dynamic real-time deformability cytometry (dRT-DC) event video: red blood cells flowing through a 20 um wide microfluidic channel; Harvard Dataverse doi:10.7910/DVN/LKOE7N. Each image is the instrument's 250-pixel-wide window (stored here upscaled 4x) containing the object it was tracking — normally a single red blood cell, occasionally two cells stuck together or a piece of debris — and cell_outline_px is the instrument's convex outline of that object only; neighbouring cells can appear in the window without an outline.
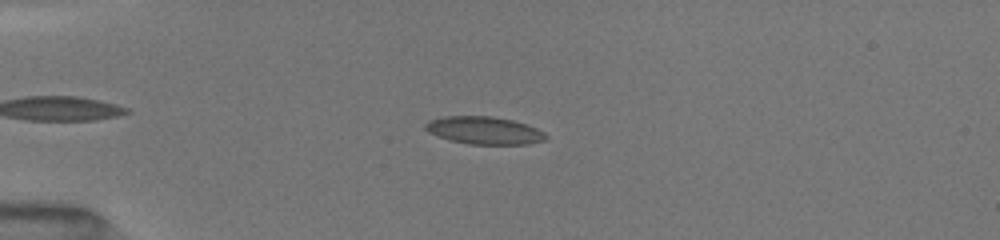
{"species": "common noctule bat (a hibernating species)", "species_latin": "Nyctalus noctula", "temperature_condition": "room temperature", "stored_images_in_passage": 35, "camera_frame_rate_fps": 3000, "um_per_image_px": 0.085, "animal": {"sex": "female", "body_mass_g": 19.5, "forearm_length_mm": 54.1}, "frame": {"image": 1, "passage_image": 11, "time_ms": 4.0, "image_size_px": [1000, 240], "cell_outline_px": [[548, 136], [544, 140], [528, 144], [468, 144], [436, 136], [428, 132], [424, 128], [424, 124], [428, 120], [444, 116], [492, 116], [512, 120], [536, 128], [544, 132]], "centroid_in_image_um": [41.12, 11.08], "position_along_channel_um": 43.9, "area_um2": 19.36}}
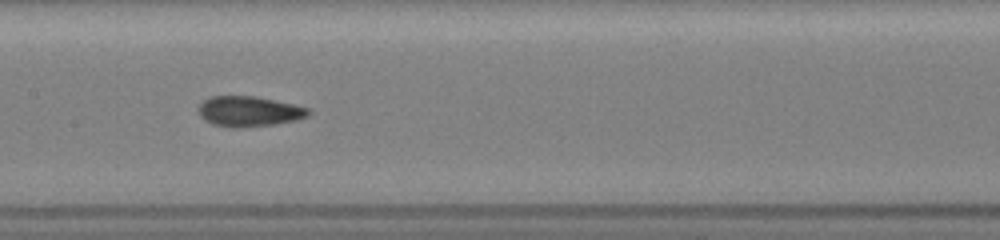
{"frame": {"image": 2, "passage_image": 20, "time_ms": 8.333, "image_size_px": [1000, 240], "cell_outline_px": [[312, 112], [308, 116], [296, 120], [272, 124], [240, 128], [232, 128], [212, 124], [204, 120], [200, 116], [196, 108], [208, 96], [252, 96], [292, 104], [308, 108]], "centroid_in_image_um": [21.11, 9.47], "position_along_channel_um": 186.3, "area_um2": 19.42}}
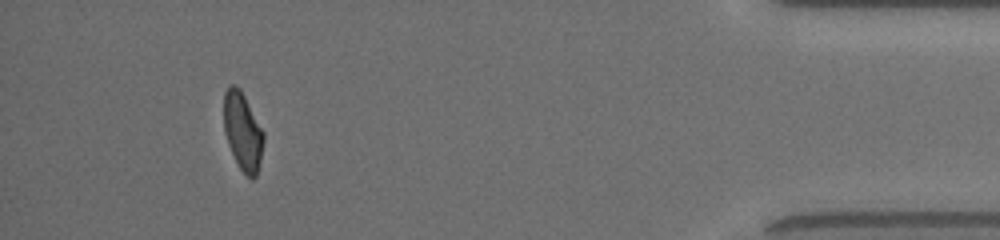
{"frame": {"image": 3, "passage_image": 35, "time_ms": 15.333, "image_size_px": [1000, 240], "cell_outline_px": [[264, 140], [260, 160], [256, 176], [252, 180], [240, 168], [228, 144], [224, 132], [224, 92], [228, 84], [236, 84], [240, 88], [264, 132]], "centroid_in_image_um": [20.62, 11.12], "position_along_channel_um": 414.6, "area_um2": 17.98}, "authors_computed_cell_mechanics": {"area_um2": 19.0162, "velocity_mm_per_s": 4.0483, "shape_relaxation_time_tau1_ms": 4.1804, "shape_relaxation_time_tau2_ms": 0.9775, "deformation_change_tau1": 0.1622, "deformation_change_tau2": 0.0738}}